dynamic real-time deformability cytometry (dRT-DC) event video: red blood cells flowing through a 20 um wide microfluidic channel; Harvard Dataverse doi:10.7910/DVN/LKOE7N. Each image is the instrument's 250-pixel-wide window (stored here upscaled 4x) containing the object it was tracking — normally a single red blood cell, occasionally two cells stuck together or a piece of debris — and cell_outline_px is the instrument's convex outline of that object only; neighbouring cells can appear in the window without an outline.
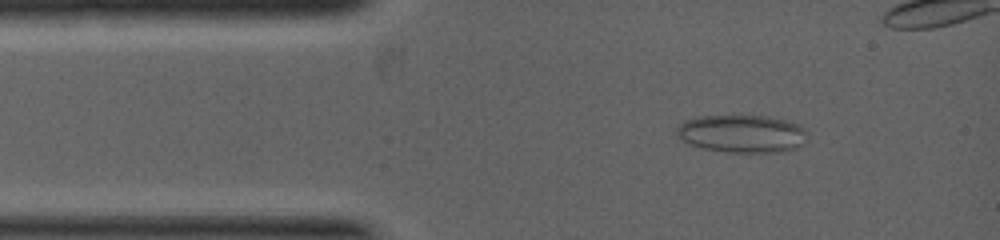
{"species": "common noctule bat (a hibernating species)", "species_latin": "Nyctalus noctula", "temperature_condition": "warm", "stored_images_in_passage": 9, "segment_of_instrument_passage": [1, 2], "camera_frame_rate_fps": 5000, "um_per_image_px": 0.085, "animal": {"sex": "female", "body_mass_g": 19.0, "forearm_length_mm": 53.3}, "frame": {"image": 1, "passage_image": 3, "time_ms": 0.8, "image_size_px": [1000, 240], "cell_outline_px": [[804, 144], [796, 148], [784, 152], [724, 152], [684, 144], [676, 136], [676, 128], [684, 120], [696, 116], [768, 116], [800, 124], [804, 128]], "centroid_in_image_um": [63.0, 11.37], "position_along_channel_um": 22.0, "area_um2": 29.07}}
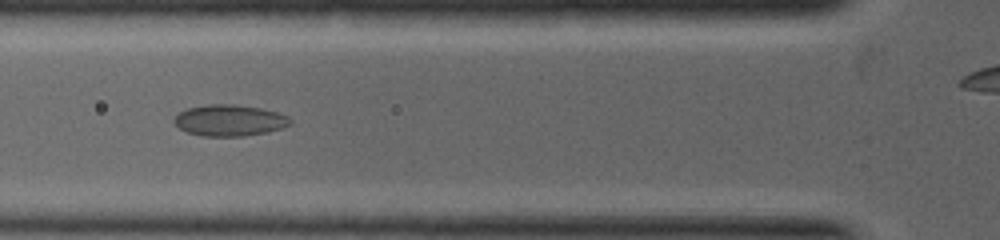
{"frame": {"image": 2, "passage_image": 7, "time_ms": 2.4, "image_size_px": [1000, 240], "cell_outline_px": [[292, 124], [268, 132], [244, 136], [200, 136], [188, 132], [180, 128], [172, 120], [180, 112], [188, 108], [204, 104], [232, 104], [260, 108], [276, 112], [288, 116], [292, 120]], "centroid_in_image_um": [19.51, 10.23], "position_along_channel_um": 106.3, "area_um2": 21.15}}